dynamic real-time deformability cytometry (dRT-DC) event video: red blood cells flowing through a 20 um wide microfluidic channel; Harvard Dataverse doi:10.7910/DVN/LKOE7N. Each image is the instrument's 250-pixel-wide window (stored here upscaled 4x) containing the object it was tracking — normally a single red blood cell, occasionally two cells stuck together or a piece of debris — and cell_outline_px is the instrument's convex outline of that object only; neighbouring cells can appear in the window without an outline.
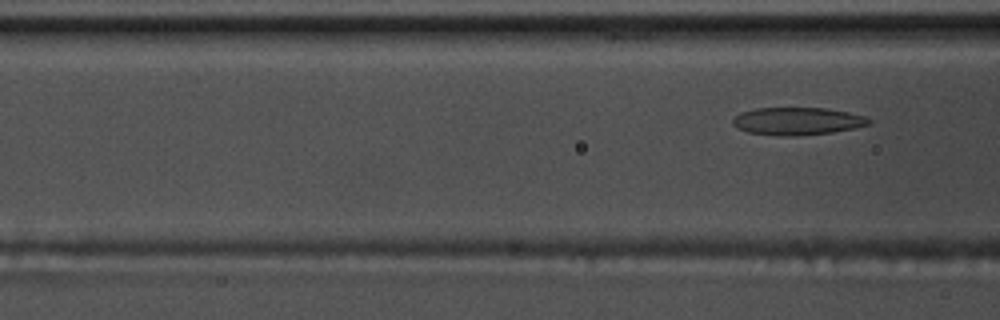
{"species": "common noctule bat (a hibernating species)", "species_latin": "Nyctalus noctula", "temperature_condition": "warm", "stored_images_in_passage": 17, "camera_frame_rate_fps": 3000, "um_per_image_px": 0.085, "animal": {"sex": "male", "body_mass_g": 17.5, "forearm_length_mm": 52.3}, "frame": {"image": 1, "passage_image": 17, "time_ms": 5.333, "image_size_px": [1000, 320], "cell_outline_px": [[872, 124], [856, 128], [832, 132], [796, 136], [780, 136], [748, 132], [732, 124], [732, 120], [740, 112], [756, 108], [828, 108], [848, 112], [864, 116], [872, 120]], "centroid_in_image_um": [67.81, 10.3], "position_along_channel_um": 98.8, "area_um2": 21.96}}